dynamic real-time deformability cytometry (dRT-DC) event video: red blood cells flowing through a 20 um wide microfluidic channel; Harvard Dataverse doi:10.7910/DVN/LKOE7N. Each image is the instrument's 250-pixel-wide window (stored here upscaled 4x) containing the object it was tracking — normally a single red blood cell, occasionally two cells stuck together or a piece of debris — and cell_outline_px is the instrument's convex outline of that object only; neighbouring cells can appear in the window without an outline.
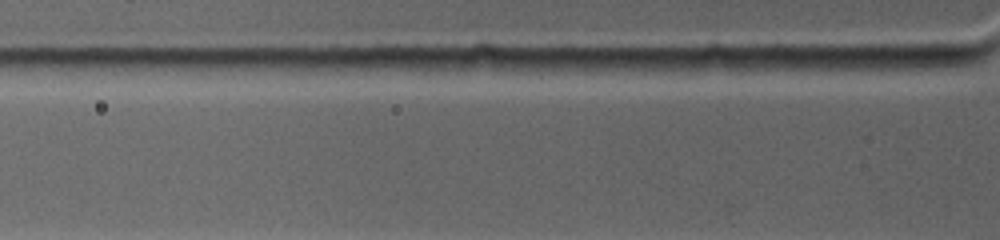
{"species": "common noctule bat (a hibernating species)", "species_latin": "Nyctalus noctula", "temperature_condition": "warm", "stored_images_in_passage": 2, "camera_frame_rate_fps": 4500, "um_per_image_px": 0.085, "animal": {"sex": "female", "body_mass_g": 19.0, "forearm_length_mm": 53.3}, "frame": {"image": 1, "passage_image": 2, "time_ms": 0.444, "image_size_px": [1000, 240], "cell_outline_px": [[960, 64], [920, 72], [832, 68], [840, 56], [952, 56], [960, 60]], "centroid_in_image_um": [76.16, 5.35], "position_along_channel_um": 49.6, "area_um2": 11.91}}